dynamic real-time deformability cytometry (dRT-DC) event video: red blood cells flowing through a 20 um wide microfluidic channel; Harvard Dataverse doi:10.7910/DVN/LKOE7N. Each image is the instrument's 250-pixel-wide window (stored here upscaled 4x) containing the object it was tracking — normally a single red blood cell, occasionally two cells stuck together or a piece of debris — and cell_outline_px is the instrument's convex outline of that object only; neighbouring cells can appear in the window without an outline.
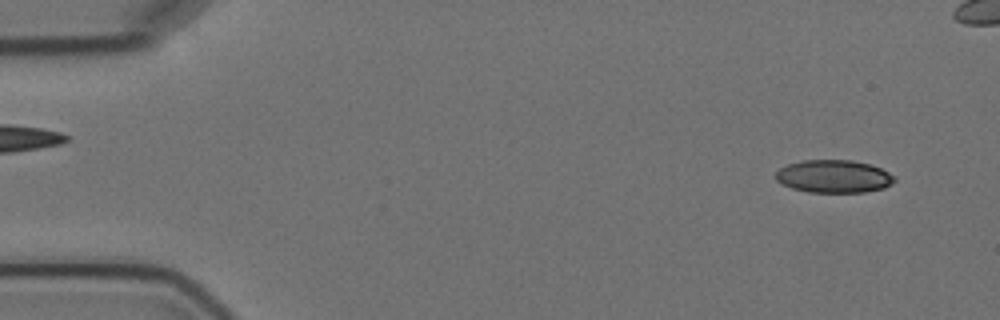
{"species": "Egyptian fruit bat (a non-hibernating species)", "species_latin": "Rousettus aegyptiacus", "temperature_condition": "cold", "stored_images_in_passage": 5, "camera_frame_rate_fps": 3000, "um_per_image_px": 0.085, "animal": {"sex": "female"}, "frame": {"image": 1, "passage_image": 1, "time_ms": 0.0, "image_size_px": [1000, 320], "cell_outline_px": [[896, 180], [892, 184], [884, 188], [864, 192], [808, 192], [792, 188], [776, 180], [776, 172], [780, 168], [788, 164], [804, 160], [852, 160], [872, 164], [896, 176]], "centroid_in_image_um": [70.91, 14.99], "position_along_channel_um": 14.1, "area_um2": 22.77}}